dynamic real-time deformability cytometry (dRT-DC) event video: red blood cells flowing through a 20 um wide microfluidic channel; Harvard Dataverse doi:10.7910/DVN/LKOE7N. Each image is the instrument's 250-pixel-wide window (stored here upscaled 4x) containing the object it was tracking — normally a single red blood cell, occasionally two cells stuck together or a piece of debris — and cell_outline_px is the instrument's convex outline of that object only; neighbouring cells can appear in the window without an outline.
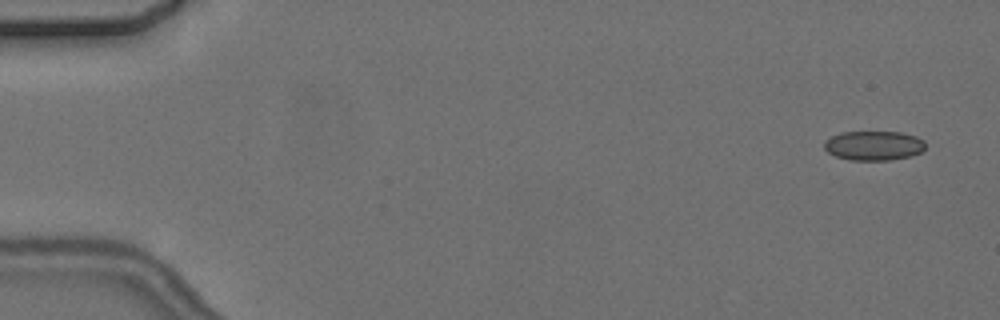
{"species": "common noctule bat (a hibernating species)", "species_latin": "Nyctalus noctula", "temperature_condition": "cold", "stored_images_in_passage": 6, "camera_frame_rate_fps": 3000, "um_per_image_px": 0.085, "animal": {"sex": "female", "body_mass_g": 24.6, "forearm_length_mm": 56.2}, "frame": {"image": 1, "passage_image": 1, "time_ms": 0.0, "image_size_px": [1000, 320], "cell_outline_px": [[924, 148], [920, 152], [912, 156], [888, 160], [852, 160], [836, 156], [828, 152], [824, 148], [824, 140], [840, 132], [900, 132], [916, 136], [924, 140]], "centroid_in_image_um": [74.26, 12.37], "position_along_channel_um": 10.7, "area_um2": 17.34}}
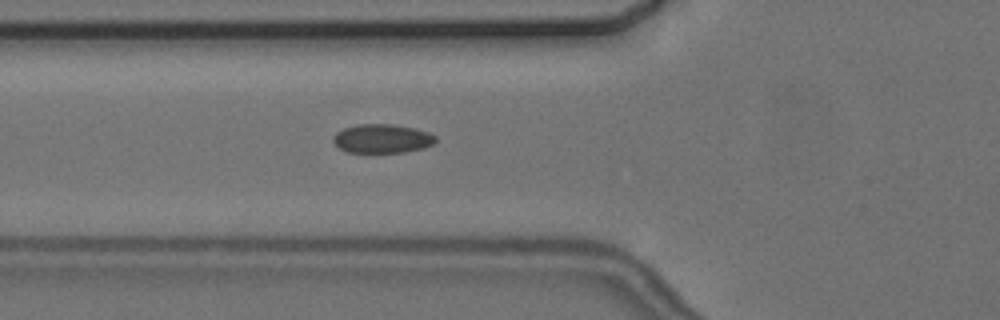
{"frame": {"image": 2, "passage_image": 6, "time_ms": 6.0, "image_size_px": [1000, 320], "cell_outline_px": [[436, 140], [432, 144], [424, 148], [404, 152], [348, 152], [340, 148], [332, 140], [332, 136], [336, 132], [344, 128], [356, 124], [392, 124], [416, 128], [428, 132], [436, 136]], "centroid_in_image_um": [32.48, 11.77], "position_along_channel_um": 93.3, "area_um2": 17.28}}